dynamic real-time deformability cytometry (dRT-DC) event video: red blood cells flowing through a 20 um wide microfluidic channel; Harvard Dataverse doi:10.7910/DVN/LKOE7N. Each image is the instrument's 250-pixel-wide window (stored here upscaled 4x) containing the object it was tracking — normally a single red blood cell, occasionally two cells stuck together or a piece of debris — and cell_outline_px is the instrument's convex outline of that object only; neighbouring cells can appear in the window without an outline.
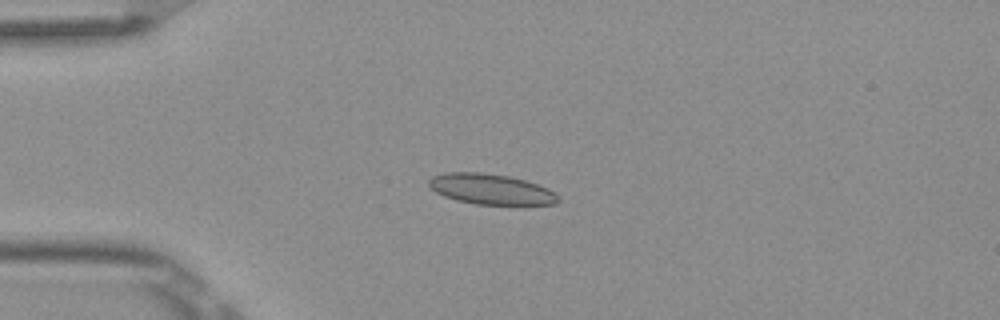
{"species": "Egyptian fruit bat (a non-hibernating species)", "species_latin": "Rousettus aegyptiacus", "temperature_condition": "room temperature", "stored_images_in_passage": 6, "camera_frame_rate_fps": 3000, "um_per_image_px": 0.085, "frame": {"image": 1, "passage_image": 4, "time_ms": 1.0, "image_size_px": [1000, 320], "cell_outline_px": [[560, 200], [556, 204], [476, 204], [456, 200], [444, 196], [436, 192], [428, 184], [428, 180], [432, 176], [444, 172], [480, 172], [508, 176], [524, 180], [548, 188], [556, 192]], "centroid_in_image_um": [41.71, 16.07], "position_along_channel_um": 43.3, "area_um2": 22.89}}
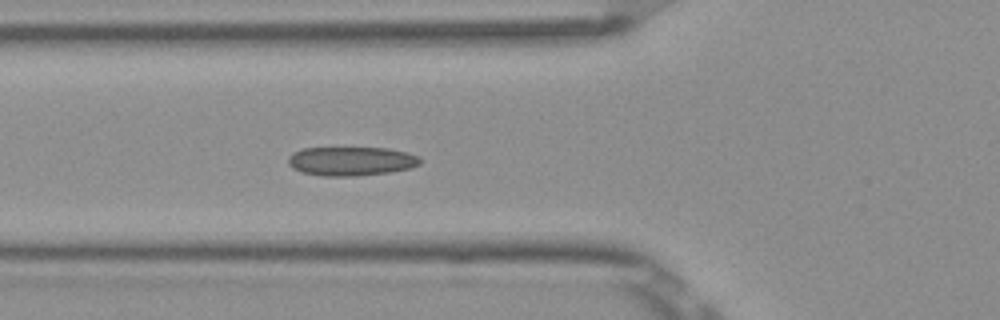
{"frame": {"image": 2, "passage_image": 6, "time_ms": 1.667, "image_size_px": [1000, 320], "cell_outline_px": [[420, 164], [412, 168], [392, 172], [356, 176], [324, 176], [304, 172], [292, 168], [288, 164], [288, 156], [292, 152], [304, 148], [388, 148], [408, 152], [420, 156]], "centroid_in_image_um": [29.88, 13.7], "position_along_channel_um": 95.9, "area_um2": 22.48}}